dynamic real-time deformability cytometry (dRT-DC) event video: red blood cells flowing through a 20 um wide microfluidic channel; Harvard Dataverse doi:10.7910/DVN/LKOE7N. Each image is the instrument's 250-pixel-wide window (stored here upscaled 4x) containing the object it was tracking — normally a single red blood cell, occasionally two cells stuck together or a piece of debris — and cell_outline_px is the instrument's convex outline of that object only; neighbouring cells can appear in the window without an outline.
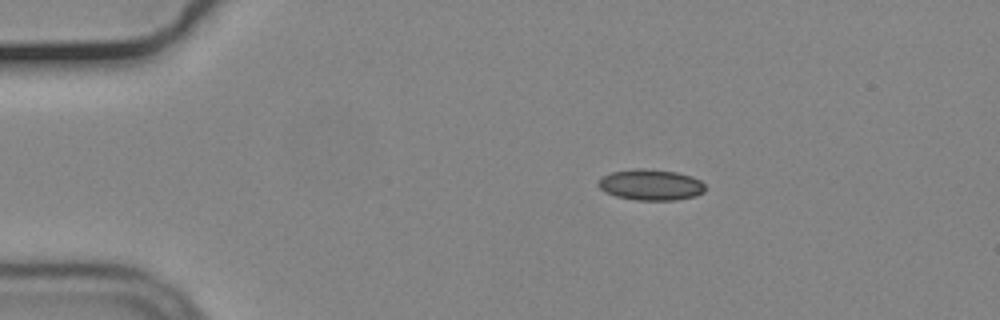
{"species": "common noctule bat (a hibernating species)", "species_latin": "Nyctalus noctula", "temperature_condition": "cold", "stored_images_in_passage": 46, "camera_frame_rate_fps": 3000, "um_per_image_px": 0.085, "animal": {"sex": "male", "body_mass_g": 19.2, "forearm_length_mm": 51.8}, "frame": {"image": 1, "passage_image": 1, "time_ms": 0.0, "image_size_px": [1000, 320], "cell_outline_px": [[708, 188], [704, 192], [696, 196], [676, 200], [636, 200], [616, 196], [604, 192], [596, 184], [600, 176], [612, 172], [636, 168], [644, 168], [676, 172], [692, 176], [700, 180]], "centroid_in_image_um": [55.31, 15.7], "position_along_channel_um": 29.7, "area_um2": 19.59}}
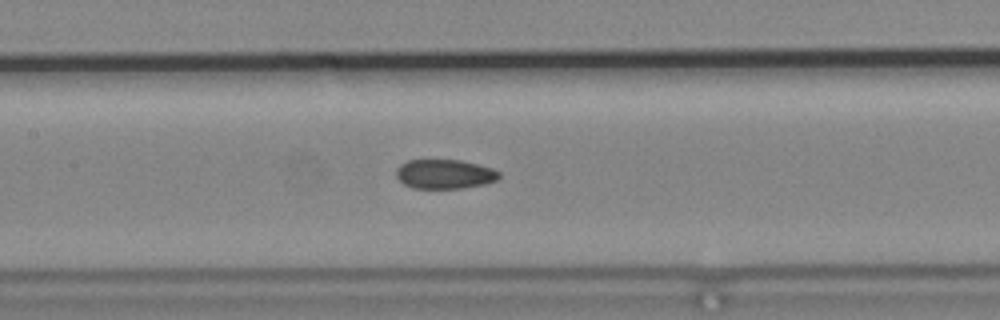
{"frame": {"image": 2, "passage_image": 17, "time_ms": 5.333, "image_size_px": [1000, 320], "cell_outline_px": [[500, 176], [496, 180], [484, 184], [464, 188], [412, 188], [404, 184], [396, 176], [396, 168], [400, 164], [408, 160], [460, 160], [492, 168], [500, 172]], "centroid_in_image_um": [37.78, 14.8], "position_along_channel_um": 169.6, "area_um2": 17.57}}
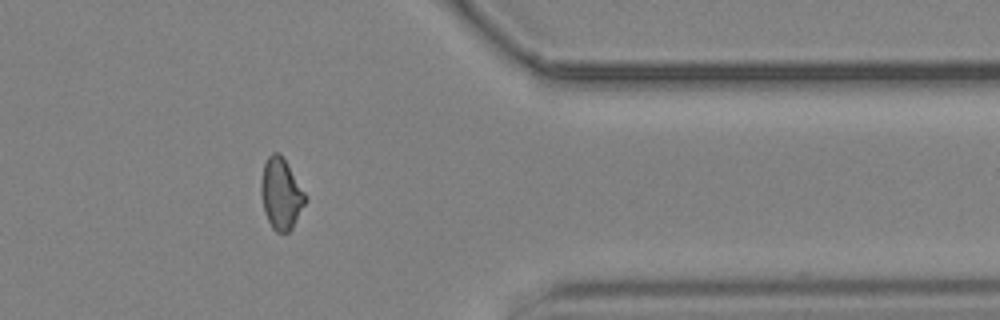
{"frame": {"image": 3, "passage_image": 36, "time_ms": 11.667, "image_size_px": [1000, 320], "cell_outline_px": [[308, 200], [292, 228], [288, 232], [276, 232], [272, 228], [264, 212], [260, 192], [260, 180], [264, 164], [268, 156], [272, 152], [280, 152], [308, 196]], "centroid_in_image_um": [23.9, 16.46], "position_along_channel_um": 387.5, "area_um2": 18.67}, "authors_computed_cell_mechanics": {"area_um2": 18.4093, "velocity_mm_per_s": 3.6919, "shape_relaxation_time_tau1_ms": null, "shape_relaxation_time_tau2_ms": 2.3649, "deformation_change_tau1": null, "deformation_change_tau2": 0.0789}}